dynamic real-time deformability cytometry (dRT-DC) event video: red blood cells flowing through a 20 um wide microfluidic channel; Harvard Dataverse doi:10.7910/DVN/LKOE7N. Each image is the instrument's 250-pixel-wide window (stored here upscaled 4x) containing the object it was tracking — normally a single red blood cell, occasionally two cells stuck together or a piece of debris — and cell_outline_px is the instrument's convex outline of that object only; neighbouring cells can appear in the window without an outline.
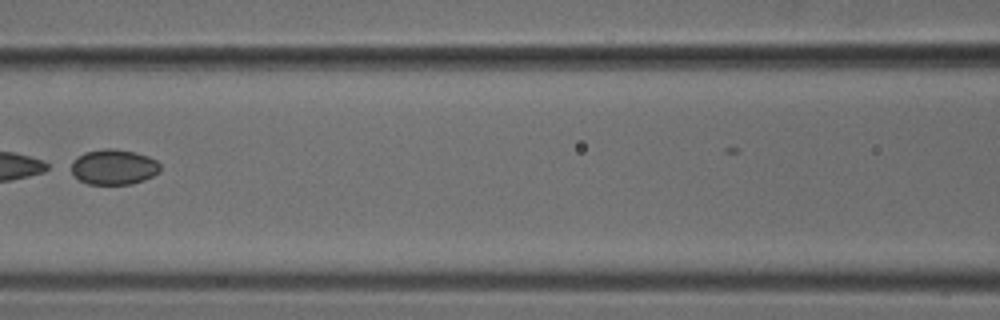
{"species": "common noctule bat (a hibernating species)", "species_latin": "Nyctalus noctula", "temperature_condition": "cold", "stored_images_in_passage": 7, "camera_frame_rate_fps": 3000, "um_per_image_px": 0.085, "animal": {"sex": "male", "body_mass_g": 18.8}, "frame": {"image": 1, "passage_image": 6, "time_ms": 1.667, "image_size_px": [1000, 320], "cell_outline_px": [[160, 172], [144, 180], [132, 184], [88, 184], [72, 176], [72, 160], [76, 156], [84, 152], [104, 148], [112, 148], [136, 152], [148, 156], [156, 160], [160, 164]], "centroid_in_image_um": [9.66, 14.19], "position_along_channel_um": 156.9, "area_um2": 18.55}}
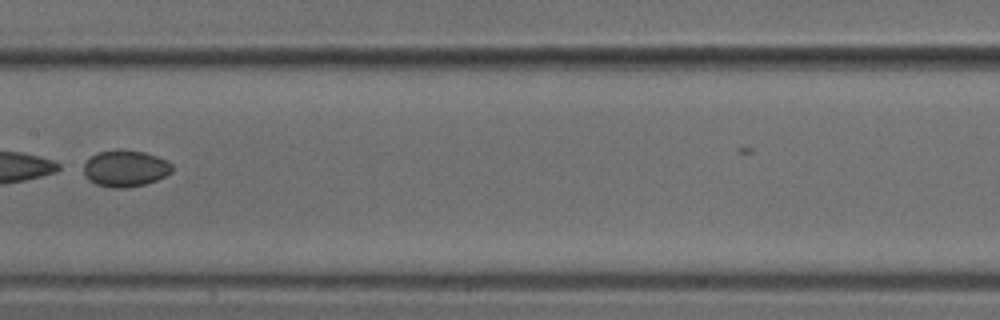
{"frame": {"image": 2, "passage_image": 7, "time_ms": 2.0, "image_size_px": [1000, 320], "cell_outline_px": [[172, 172], [156, 180], [144, 184], [124, 188], [112, 188], [96, 184], [88, 180], [84, 172], [84, 164], [92, 156], [100, 152], [116, 148], [144, 152], [168, 160], [172, 164]], "centroid_in_image_um": [10.66, 14.31], "position_along_channel_um": 196.7, "area_um2": 18.84}}